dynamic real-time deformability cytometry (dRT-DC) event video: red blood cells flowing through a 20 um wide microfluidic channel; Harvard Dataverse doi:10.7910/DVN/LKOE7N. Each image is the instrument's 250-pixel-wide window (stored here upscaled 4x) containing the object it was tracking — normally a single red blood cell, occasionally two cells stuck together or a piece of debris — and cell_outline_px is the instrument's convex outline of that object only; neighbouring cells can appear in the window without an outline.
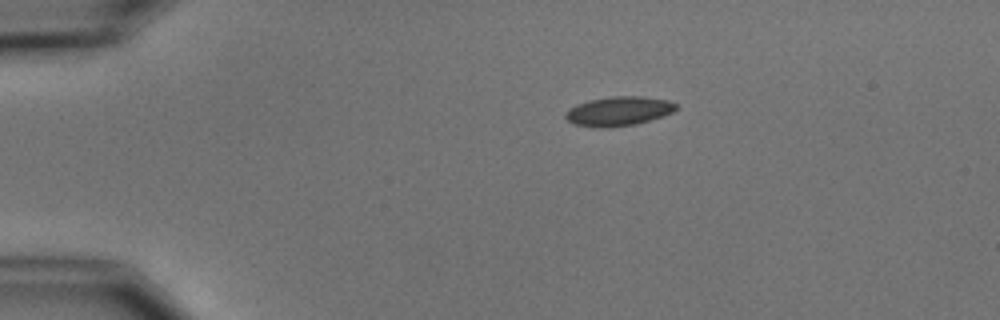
{"species": "common noctule bat (a hibernating species)", "species_latin": "Nyctalus noctula", "temperature_condition": "cold", "stored_images_in_passage": 6, "camera_frame_rate_fps": 3000, "um_per_image_px": 0.085, "animal": {"sex": "male", "body_mass_g": 15.6}, "frame": {"image": 1, "passage_image": 1, "time_ms": 0.0, "image_size_px": [1000, 320], "cell_outline_px": [[680, 104], [672, 112], [648, 120], [632, 124], [608, 128], [600, 128], [576, 124], [568, 120], [564, 116], [564, 112], [568, 108], [576, 104], [592, 100], [612, 96], [644, 96], [668, 100]], "centroid_in_image_um": [52.57, 9.43], "position_along_channel_um": 32.4, "area_um2": 18.73}}
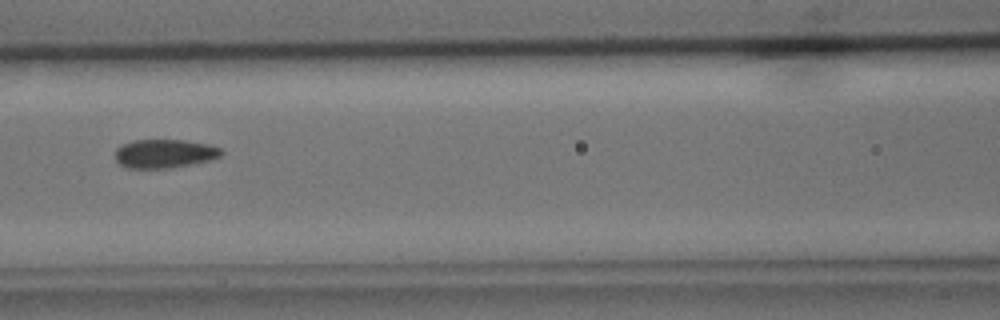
{"frame": {"image": 2, "passage_image": 5, "time_ms": 4.667, "image_size_px": [1000, 320], "cell_outline_px": [[224, 152], [220, 156], [208, 160], [168, 168], [128, 168], [120, 164], [116, 160], [116, 148], [132, 140], [184, 140], [208, 144], [220, 148]], "centroid_in_image_um": [13.97, 13.05], "position_along_channel_um": 152.6, "area_um2": 17.51}}
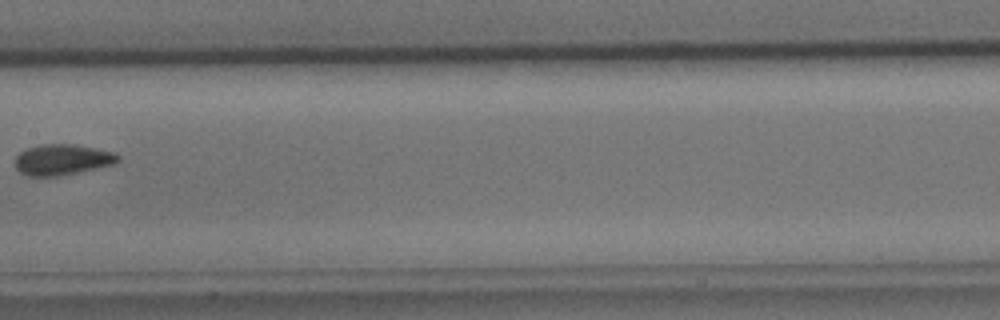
{"frame": {"image": 3, "passage_image": 6, "time_ms": 6.0, "image_size_px": [1000, 320], "cell_outline_px": [[120, 160], [116, 164], [56, 176], [28, 176], [20, 172], [16, 168], [16, 156], [20, 152], [28, 148], [40, 144], [72, 144], [96, 148], [116, 152], [120, 156]], "centroid_in_image_um": [5.33, 13.56], "position_along_channel_um": 202.1, "area_um2": 18.44}}